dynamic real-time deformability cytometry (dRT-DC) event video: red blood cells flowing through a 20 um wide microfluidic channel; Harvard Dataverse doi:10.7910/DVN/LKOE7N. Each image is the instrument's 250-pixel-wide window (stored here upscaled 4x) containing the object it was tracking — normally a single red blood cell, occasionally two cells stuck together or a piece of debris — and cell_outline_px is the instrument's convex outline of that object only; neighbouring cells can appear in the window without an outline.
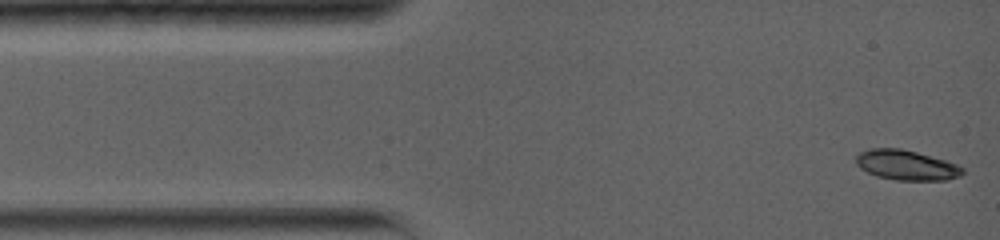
{"species": "common noctule bat (a hibernating species)", "species_latin": "Nyctalus noctula", "temperature_condition": "warm", "stored_images_in_passage": 5, "camera_frame_rate_fps": 5000, "um_per_image_px": 0.085, "animal": {"sex": "female", "body_mass_g": 19.0, "forearm_length_mm": 56.7}, "frame": {"image": 1, "passage_image": 1, "time_ms": 0.0, "image_size_px": [1000, 240], "cell_outline_px": [[964, 172], [960, 176], [948, 180], [896, 180], [876, 176], [860, 168], [856, 164], [856, 156], [860, 152], [872, 148], [900, 148], [916, 152], [944, 160], [956, 164], [964, 168]], "centroid_in_image_um": [77.04, 14.04], "position_along_channel_um": 8.0, "area_um2": 18.55}}
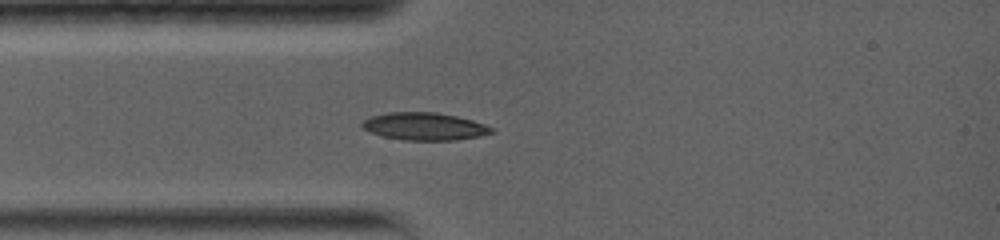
{"frame": {"image": 2, "passage_image": 5, "time_ms": 3.0, "image_size_px": [1000, 240], "cell_outline_px": [[496, 128], [492, 132], [480, 136], [456, 140], [404, 140], [384, 136], [372, 132], [364, 128], [360, 124], [364, 120], [372, 116], [388, 112], [436, 112], [456, 116], [472, 120]], "centroid_in_image_um": [36.11, 10.74], "position_along_channel_um": 48.9, "area_um2": 20.63}}